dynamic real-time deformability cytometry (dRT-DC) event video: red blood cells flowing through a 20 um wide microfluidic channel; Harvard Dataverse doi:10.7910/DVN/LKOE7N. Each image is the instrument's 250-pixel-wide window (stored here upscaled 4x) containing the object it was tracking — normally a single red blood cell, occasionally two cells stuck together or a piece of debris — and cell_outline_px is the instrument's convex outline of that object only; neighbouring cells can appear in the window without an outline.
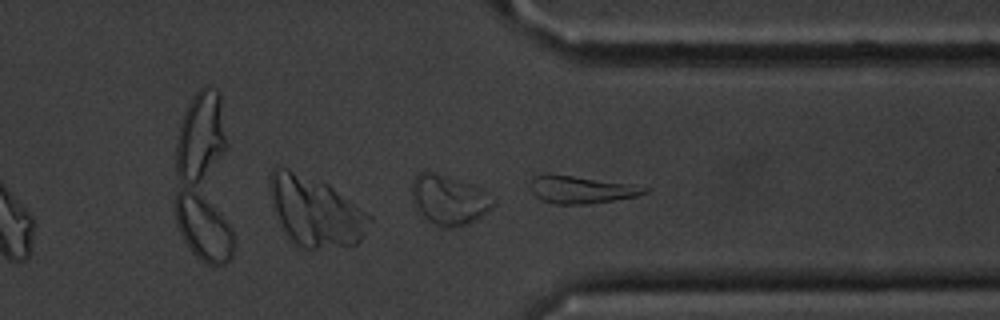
{"species": "common noctule bat (a hibernating species)", "species_latin": "Nyctalus noctula", "temperature_condition": "cold", "stored_images_in_passage": 38, "camera_frame_rate_fps": 3000, "um_per_image_px": 0.085, "animal": {"sex": "male", "body_mass_g": 20.1, "forearm_length_mm": 53.5}, "frame": {"image": 1, "passage_image": 27, "time_ms": 8.667, "image_size_px": [1000, 320], "cell_outline_px": [[648, 192], [636, 196], [612, 200], [584, 204], [556, 204], [540, 200], [532, 192], [532, 176], [572, 176], [628, 184], [648, 188]], "centroid_in_image_um": [49.4, 16.15], "position_along_channel_um": 362.0, "area_um2": 17.4}}